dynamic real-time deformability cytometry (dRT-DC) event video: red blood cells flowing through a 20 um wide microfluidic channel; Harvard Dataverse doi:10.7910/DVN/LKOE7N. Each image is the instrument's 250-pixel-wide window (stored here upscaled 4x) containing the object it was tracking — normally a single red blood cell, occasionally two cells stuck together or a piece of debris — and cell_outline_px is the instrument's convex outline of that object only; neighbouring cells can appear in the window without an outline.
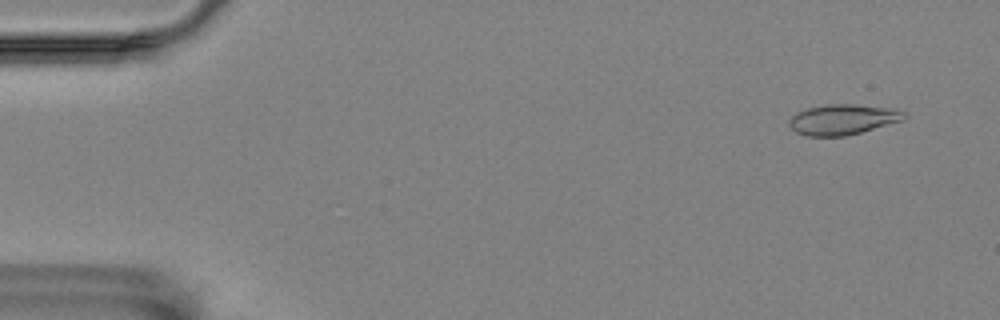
{"species": "Egyptian fruit bat (a non-hibernating species)", "species_latin": "Rousettus aegyptiacus", "temperature_condition": "room temperature", "stored_images_in_passage": 56, "camera_frame_rate_fps": 3000, "um_per_image_px": 0.085, "animal": {"sex": "female"}, "frame": {"image": 1, "passage_image": 4, "time_ms": 1.0, "image_size_px": [1000, 320], "cell_outline_px": [[908, 116], [904, 120], [860, 132], [844, 136], [808, 136], [796, 132], [788, 124], [788, 120], [796, 112], [808, 108], [828, 104], [852, 104], [896, 108], [904, 112]], "centroid_in_image_um": [71.65, 10.14], "position_along_channel_um": 13.3, "area_um2": 20.4}}
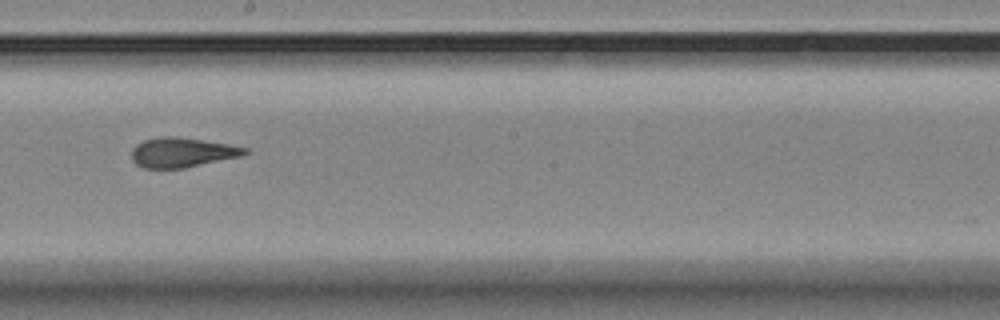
{"frame": {"image": 2, "passage_image": 32, "time_ms": 10.333, "image_size_px": [1000, 320], "cell_outline_px": [[248, 152], [240, 156], [184, 168], [144, 168], [136, 164], [132, 160], [132, 148], [136, 144], [144, 140], [156, 136], [176, 136], [228, 144], [248, 148]], "centroid_in_image_um": [15.43, 12.94], "position_along_channel_um": 232.8, "area_um2": 19.54}}
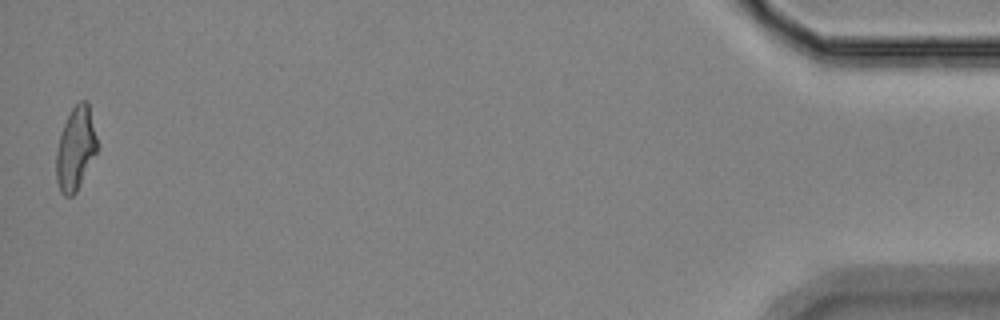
{"frame": {"image": 3, "passage_image": 56, "time_ms": 18.333, "image_size_px": [1000, 320], "cell_outline_px": [[100, 148], [76, 192], [72, 196], [64, 196], [60, 192], [56, 180], [56, 152], [60, 136], [64, 124], [72, 108], [80, 100], [88, 100]], "centroid_in_image_um": [6.46, 12.64], "position_along_channel_um": 428.7, "area_um2": 20.23}, "authors_computed_cell_mechanics": {"area_um2": 19.8543, "velocity_mm_per_s": 3.5667, "shape_relaxation_time_tau1_ms": null, "shape_relaxation_time_tau2_ms": 2.7041, "deformation_change_tau1": null, "deformation_change_tau2": 0.094}}